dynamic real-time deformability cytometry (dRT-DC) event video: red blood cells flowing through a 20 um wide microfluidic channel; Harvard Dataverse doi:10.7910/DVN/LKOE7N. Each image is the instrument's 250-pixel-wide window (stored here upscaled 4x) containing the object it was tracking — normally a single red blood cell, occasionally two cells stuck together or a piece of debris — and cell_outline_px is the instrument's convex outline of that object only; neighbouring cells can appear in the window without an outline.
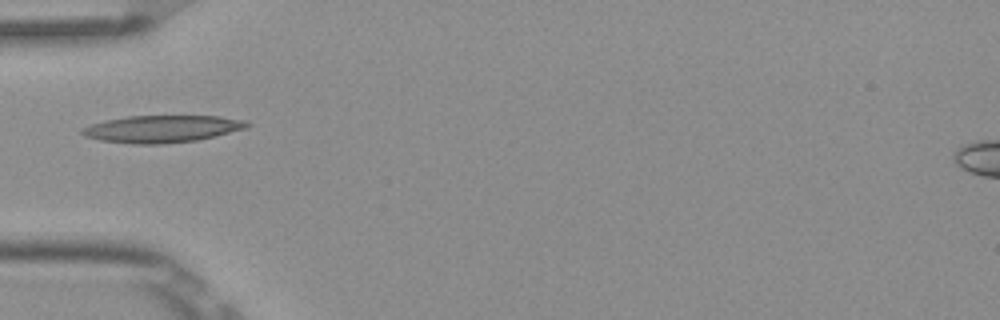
{"species": "Egyptian fruit bat (a non-hibernating species)", "species_latin": "Rousettus aegyptiacus", "temperature_condition": "room temperature", "stored_images_in_passage": 7, "camera_frame_rate_fps": 3000, "um_per_image_px": 0.085, "frame": {"image": 1, "passage_image": 5, "time_ms": 1.333, "image_size_px": [1000, 320], "cell_outline_px": [[252, 124], [248, 128], [196, 140], [160, 144], [132, 144], [100, 140], [84, 136], [80, 132], [80, 128], [92, 124], [108, 120], [128, 116], [220, 116], [244, 120]], "centroid_in_image_um": [13.77, 10.95], "position_along_channel_um": 71.2, "area_um2": 26.01}}
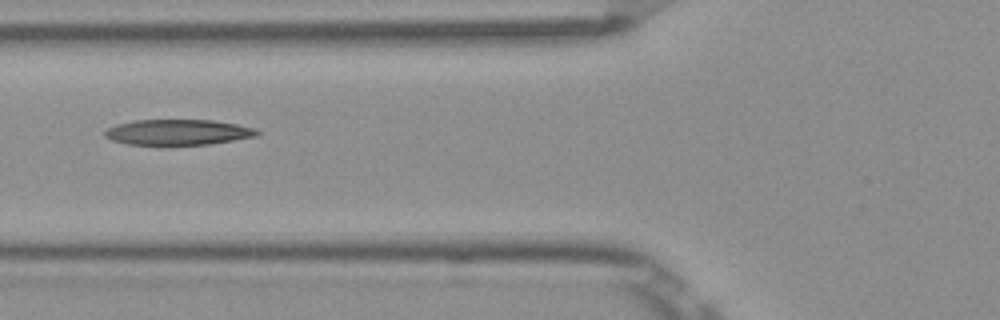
{"frame": {"image": 2, "passage_image": 6, "time_ms": 1.667, "image_size_px": [1000, 320], "cell_outline_px": [[260, 136], [208, 144], [160, 148], [128, 144], [112, 140], [104, 136], [104, 132], [108, 128], [116, 124], [136, 120], [212, 120], [236, 124], [256, 128], [260, 132]], "centroid_in_image_um": [15.11, 11.28], "position_along_channel_um": 110.7, "area_um2": 23.7}}
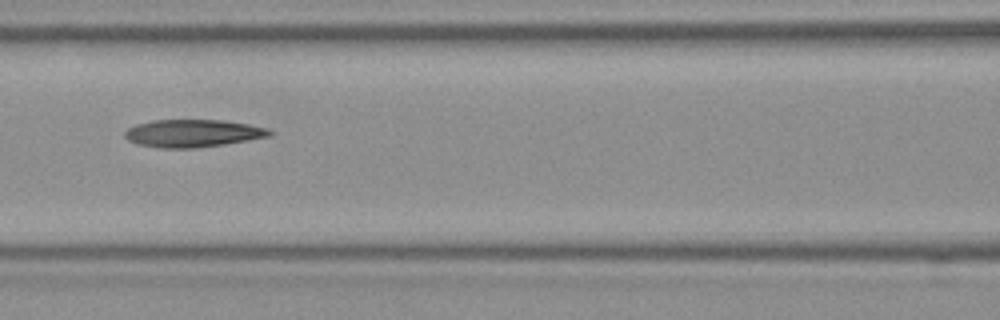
{"frame": {"image": 3, "passage_image": 7, "time_ms": 2.0, "image_size_px": [1000, 320], "cell_outline_px": [[272, 136], [224, 144], [196, 148], [160, 148], [136, 144], [128, 140], [124, 136], [124, 132], [128, 128], [136, 124], [152, 120], [224, 120], [248, 124], [268, 128], [272, 132]], "centroid_in_image_um": [16.37, 11.33], "position_along_channel_um": 150.2, "area_um2": 23.41}}